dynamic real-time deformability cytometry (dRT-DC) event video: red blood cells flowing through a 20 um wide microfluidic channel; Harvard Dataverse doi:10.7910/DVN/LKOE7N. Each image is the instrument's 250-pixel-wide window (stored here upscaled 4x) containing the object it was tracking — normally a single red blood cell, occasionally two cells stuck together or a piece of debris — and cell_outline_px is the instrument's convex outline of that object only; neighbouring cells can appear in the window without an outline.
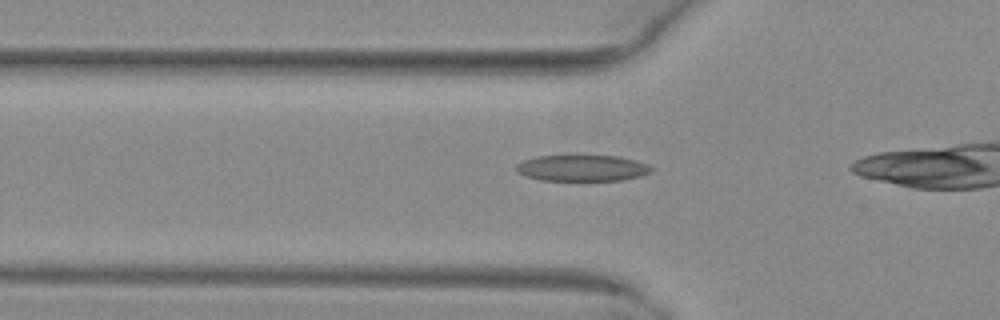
{"species": "common noctule bat (a hibernating species)", "species_latin": "Nyctalus noctula", "temperature_condition": "warm", "stored_images_in_passage": 29, "camera_frame_rate_fps": 3000, "um_per_image_px": 0.085, "animal": {"sex": "female", "body_mass_g": 29.2, "forearm_length_mm": 56.3}, "frame": {"image": 1, "passage_image": 5, "time_ms": 1.333, "image_size_px": [1000, 320], "cell_outline_px": [[656, 168], [652, 172], [640, 176], [624, 180], [540, 180], [524, 176], [516, 172], [516, 164], [524, 160], [536, 156], [572, 152], [580, 152], [620, 156], [636, 160], [648, 164]], "centroid_in_image_um": [49.49, 14.22], "position_along_channel_um": 76.3, "area_um2": 22.14}}
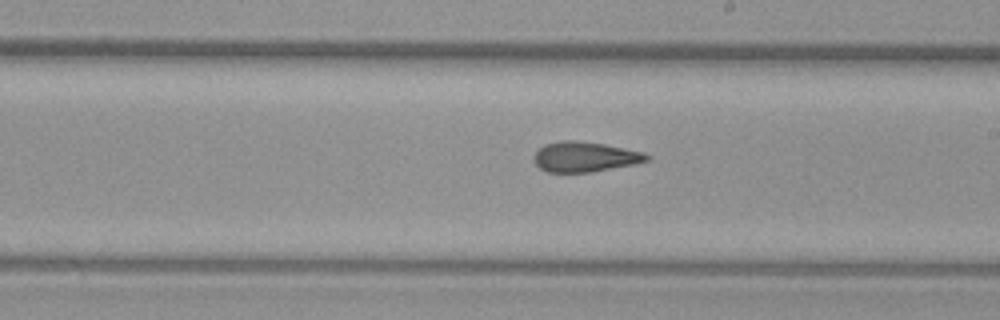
{"frame": {"image": 2, "passage_image": 17, "time_ms": 5.333, "image_size_px": [1000, 320], "cell_outline_px": [[652, 156], [648, 160], [636, 164], [592, 172], [548, 172], [540, 168], [532, 160], [536, 152], [544, 144], [560, 140], [576, 140], [604, 144], [644, 152]], "centroid_in_image_um": [49.72, 13.33], "position_along_channel_um": 239.3, "area_um2": 19.94}}
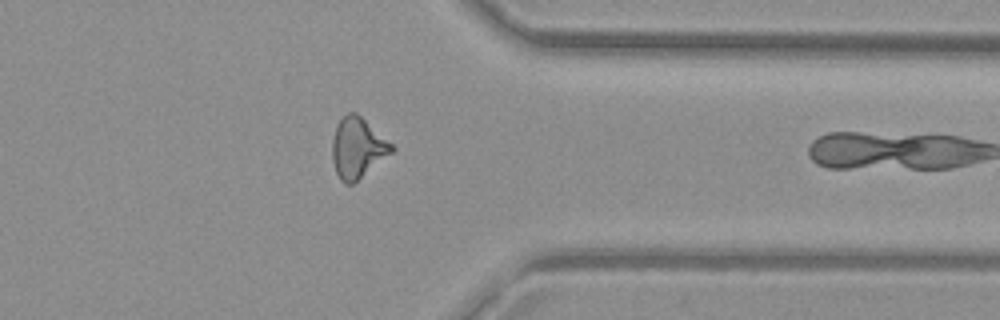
{"frame": {"image": 3, "passage_image": 28, "time_ms": 9.0, "image_size_px": [1000, 320], "cell_outline_px": [[396, 148], [392, 152], [352, 184], [344, 184], [340, 180], [336, 172], [332, 160], [332, 140], [336, 124], [348, 112], [356, 112], [392, 144]], "centroid_in_image_um": [30.36, 12.57], "position_along_channel_um": 381.0, "area_um2": 20.63}}